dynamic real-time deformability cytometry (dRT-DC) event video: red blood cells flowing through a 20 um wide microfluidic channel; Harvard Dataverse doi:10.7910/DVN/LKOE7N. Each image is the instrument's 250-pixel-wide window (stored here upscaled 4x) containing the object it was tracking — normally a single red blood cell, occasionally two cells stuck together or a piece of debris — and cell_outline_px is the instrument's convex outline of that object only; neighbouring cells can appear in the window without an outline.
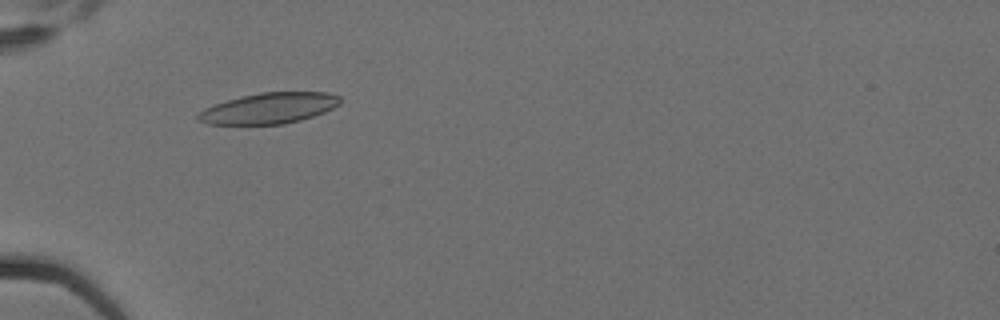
{"species": "Egyptian fruit bat (a non-hibernating species)", "species_latin": "Rousettus aegyptiacus", "temperature_condition": "cold", "stored_images_in_passage": 5, "camera_frame_rate_fps": 3000, "um_per_image_px": 0.085, "animal": {"sex": "female"}, "frame": {"image": 1, "passage_image": 4, "time_ms": 1.0, "image_size_px": [1000, 320], "cell_outline_px": [[344, 100], [340, 104], [324, 112], [300, 120], [284, 124], [204, 124], [196, 120], [196, 116], [204, 108], [240, 96], [260, 92], [328, 92], [340, 96]], "centroid_in_image_um": [22.88, 9.19], "position_along_channel_um": 62.1, "area_um2": 25.61}}